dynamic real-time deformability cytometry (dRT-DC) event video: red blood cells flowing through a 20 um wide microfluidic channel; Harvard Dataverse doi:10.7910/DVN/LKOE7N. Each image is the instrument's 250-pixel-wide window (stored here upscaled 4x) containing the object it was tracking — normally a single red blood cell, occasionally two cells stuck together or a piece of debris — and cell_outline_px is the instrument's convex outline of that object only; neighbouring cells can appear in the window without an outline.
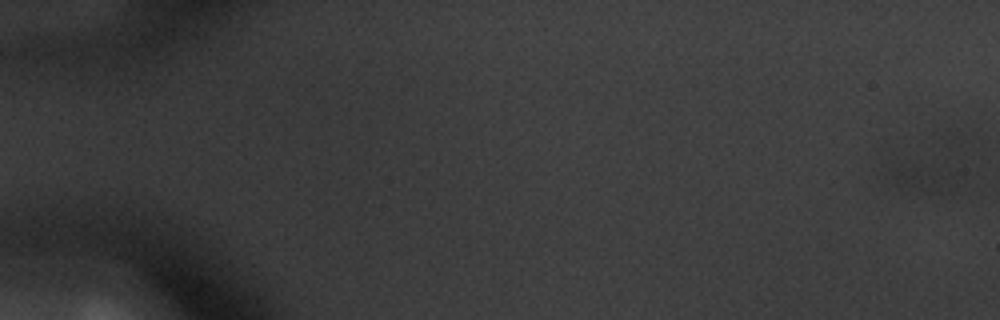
{"species": "common noctule bat (a hibernating species)", "species_latin": "Nyctalus noctula", "temperature_condition": "warm", "stored_images_in_passage": 10, "segment_of_instrument_passage": [1, 2], "camera_frame_rate_fps": 3000, "um_per_image_px": 0.085, "animal": {"sex": "male", "body_mass_g": 20.1, "forearm_length_mm": 53.5}, "frame": {"image": 1, "passage_image": 1, "time_ms": 0.0, "image_size_px": [1000, 320], "cell_outline_px": [[968, 184], [952, 192], [932, 192], [892, 184], [884, 172], [888, 168], [948, 132], [956, 132], [964, 156]], "centroid_in_image_um": [79.27, 14.19], "position_along_channel_um": 5.7, "area_um2": 23.29}}